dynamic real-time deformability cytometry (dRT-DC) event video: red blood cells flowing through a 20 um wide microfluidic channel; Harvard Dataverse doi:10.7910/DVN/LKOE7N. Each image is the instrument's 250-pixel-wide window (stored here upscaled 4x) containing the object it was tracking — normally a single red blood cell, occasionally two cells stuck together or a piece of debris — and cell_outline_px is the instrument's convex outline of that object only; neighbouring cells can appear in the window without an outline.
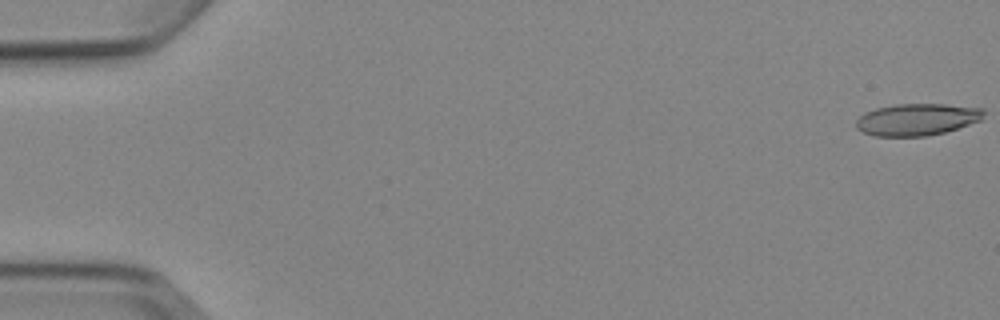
{"species": "Egyptian fruit bat (a non-hibernating species)", "species_latin": "Rousettus aegyptiacus", "temperature_condition": "cold", "stored_images_in_passage": 5, "camera_frame_rate_fps": 3000, "um_per_image_px": 0.085, "animal": {"sex": "female"}, "frame": {"image": 1, "passage_image": 1, "time_ms": 0.0, "image_size_px": [1000, 320], "cell_outline_px": [[984, 112], [980, 120], [944, 132], [924, 136], [872, 136], [856, 128], [856, 120], [864, 112], [876, 108], [896, 104], [944, 104], [984, 108]], "centroid_in_image_um": [77.9, 10.15], "position_along_channel_um": 7.1, "area_um2": 23.58}}
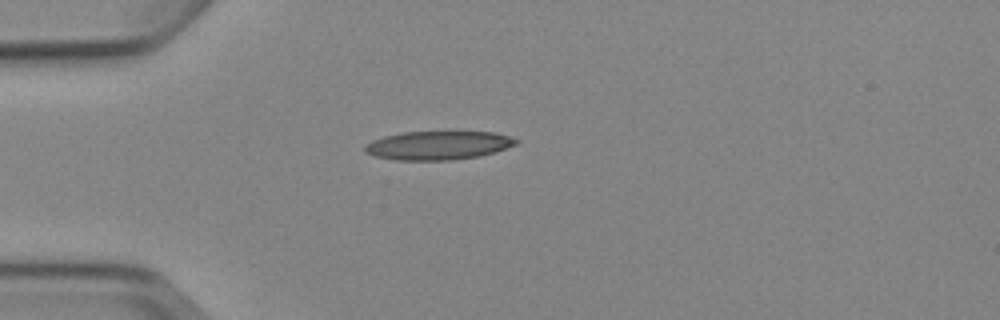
{"frame": {"image": 2, "passage_image": 5, "time_ms": 4.667, "image_size_px": [1000, 320], "cell_outline_px": [[520, 140], [516, 144], [496, 152], [480, 156], [452, 160], [396, 160], [372, 156], [364, 152], [364, 144], [372, 140], [384, 136], [404, 132], [496, 132], [512, 136]], "centroid_in_image_um": [37.24, 12.36], "position_along_channel_um": 47.8, "area_um2": 25.55}}